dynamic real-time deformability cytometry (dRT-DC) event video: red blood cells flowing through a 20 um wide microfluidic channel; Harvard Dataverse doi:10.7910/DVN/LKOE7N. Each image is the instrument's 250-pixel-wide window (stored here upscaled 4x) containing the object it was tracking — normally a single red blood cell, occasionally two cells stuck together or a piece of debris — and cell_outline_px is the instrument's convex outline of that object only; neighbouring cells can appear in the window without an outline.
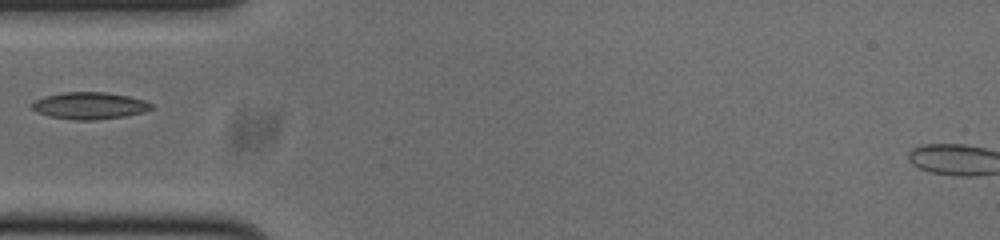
{"species": "common noctule bat (a hibernating species)", "species_latin": "Nyctalus noctula", "temperature_condition": "cold", "stored_images_in_passage": 7, "camera_frame_rate_fps": 3000, "um_per_image_px": 0.085, "animal": {"sex": "male", "body_mass_g": 20.0, "forearm_length_mm": 53.3}, "frame": {"image": 1, "passage_image": 1, "time_ms": 0.0, "image_size_px": [1000, 240], "cell_outline_px": [[152, 108], [144, 112], [124, 116], [92, 120], [72, 120], [48, 116], [36, 112], [28, 104], [44, 96], [64, 92], [108, 92], [128, 96], [144, 100], [152, 104]], "centroid_in_image_um": [7.57, 8.98], "position_along_channel_um": 77.4, "area_um2": 18.84}}